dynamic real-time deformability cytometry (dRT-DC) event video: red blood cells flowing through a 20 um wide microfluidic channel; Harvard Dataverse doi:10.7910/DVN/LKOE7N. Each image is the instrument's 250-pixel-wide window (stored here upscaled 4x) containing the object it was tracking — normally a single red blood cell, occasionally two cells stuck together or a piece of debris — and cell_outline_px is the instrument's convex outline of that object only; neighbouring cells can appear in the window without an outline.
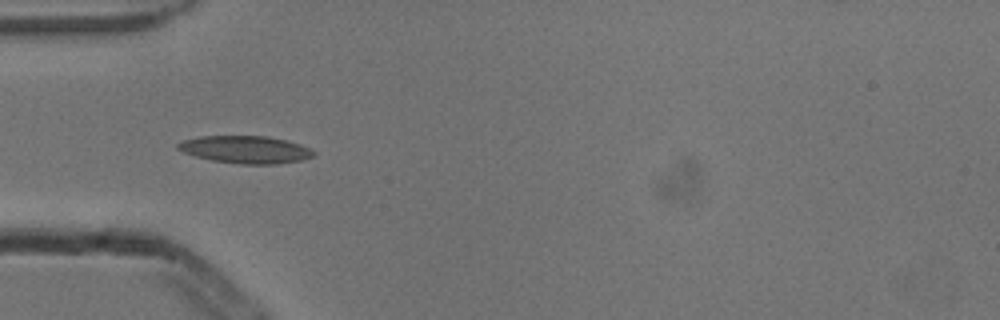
{"species": "common noctule bat (a hibernating species)", "species_latin": "Nyctalus noctula", "temperature_condition": "cold", "stored_images_in_passage": 6, "camera_frame_rate_fps": 3000, "um_per_image_px": 0.085, "animal": {"sex": "male", "body_mass_g": 13.3}, "frame": {"image": 1, "passage_image": 4, "time_ms": 1.0, "image_size_px": [1000, 320], "cell_outline_px": [[316, 156], [304, 160], [276, 164], [240, 164], [212, 160], [196, 156], [184, 152], [176, 148], [176, 144], [184, 140], [200, 136], [268, 136], [300, 144], [316, 152]], "centroid_in_image_um": [20.9, 12.72], "position_along_channel_um": 64.1, "area_um2": 21.73}}
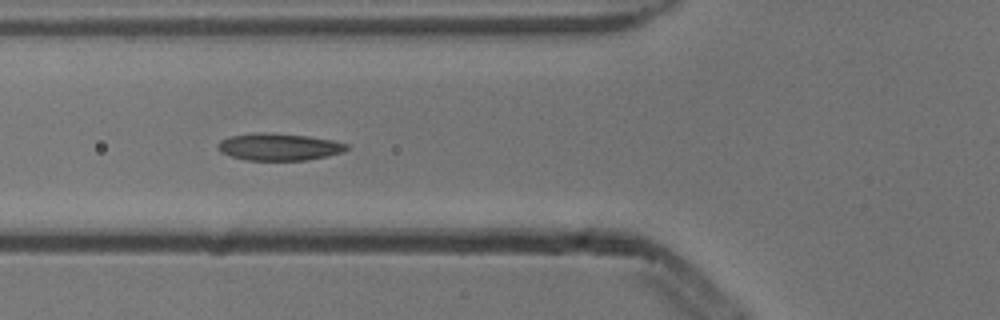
{"frame": {"image": 2, "passage_image": 5, "time_ms": 1.333, "image_size_px": [1000, 320], "cell_outline_px": [[348, 148], [344, 152], [328, 156], [304, 160], [248, 160], [232, 156], [220, 152], [216, 148], [216, 144], [220, 140], [232, 136], [260, 132], [264, 132], [308, 136], [332, 140], [348, 144]], "centroid_in_image_um": [23.71, 12.48], "position_along_channel_um": 102.1, "area_um2": 20.29}}
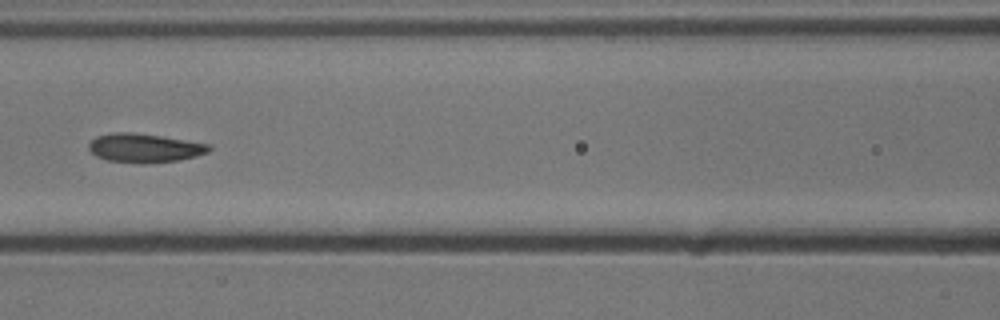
{"frame": {"image": 3, "passage_image": 6, "time_ms": 1.667, "image_size_px": [1000, 320], "cell_outline_px": [[212, 148], [208, 152], [196, 156], [176, 160], [144, 164], [140, 164], [108, 160], [96, 156], [88, 148], [88, 144], [96, 136], [112, 132], [132, 132], [160, 136], [212, 144]], "centroid_in_image_um": [12.28, 12.57], "position_along_channel_um": 154.3, "area_um2": 20.29}}